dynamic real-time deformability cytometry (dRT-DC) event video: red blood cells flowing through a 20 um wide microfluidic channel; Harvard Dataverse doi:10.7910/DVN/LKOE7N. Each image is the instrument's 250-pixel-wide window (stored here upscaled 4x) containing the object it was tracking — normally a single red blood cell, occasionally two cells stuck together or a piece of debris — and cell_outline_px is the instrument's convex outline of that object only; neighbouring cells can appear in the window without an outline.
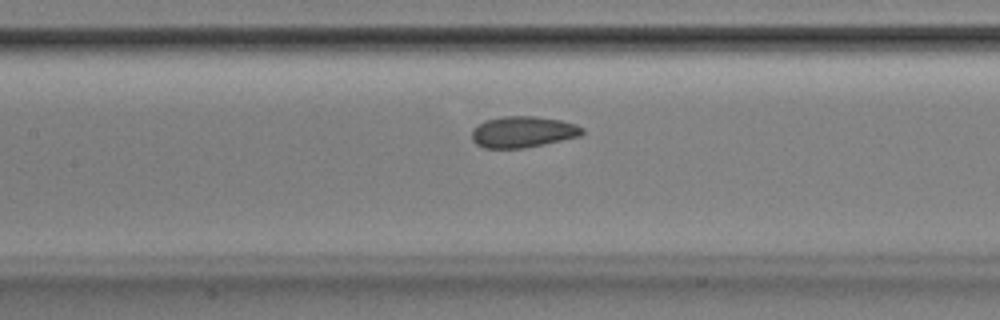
{"species": "Egyptian fruit bat (a non-hibernating species)", "species_latin": "Rousettus aegyptiacus", "temperature_condition": "room temperature", "stored_images_in_passage": 38, "camera_frame_rate_fps": 3000, "um_per_image_px": 0.085, "animal": {"sex": "male"}, "frame": {"image": 1, "passage_image": 10, "time_ms": 3.0, "image_size_px": [1000, 320], "cell_outline_px": [[584, 132], [580, 136], [544, 144], [524, 148], [484, 148], [476, 144], [472, 140], [472, 132], [480, 124], [488, 120], [504, 116], [536, 116], [560, 120], [576, 124], [584, 128]], "centroid_in_image_um": [44.48, 11.22], "position_along_channel_um": 162.9, "area_um2": 19.94}}
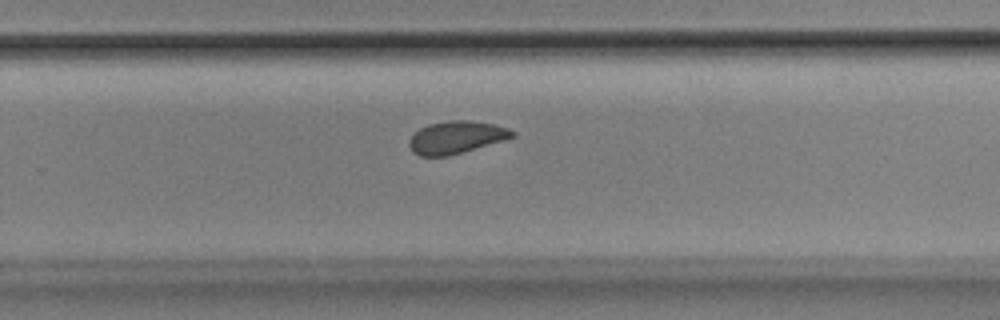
{"frame": {"image": 2, "passage_image": 20, "time_ms": 6.333, "image_size_px": [1000, 320], "cell_outline_px": [[516, 136], [504, 140], [448, 156], [420, 156], [412, 152], [408, 144], [408, 140], [420, 128], [428, 124], [448, 120], [468, 120], [492, 124], [508, 128], [516, 132]], "centroid_in_image_um": [38.76, 11.67], "position_along_channel_um": 291.0, "area_um2": 19.48}}
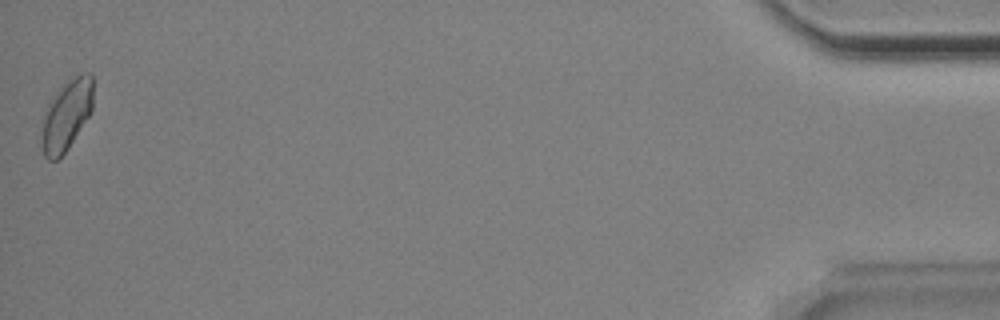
{"frame": {"image": 3, "passage_image": 38, "time_ms": 12.333, "image_size_px": [1000, 320], "cell_outline_px": [[92, 112], [68, 148], [56, 160], [48, 160], [44, 156], [40, 144], [44, 116], [48, 104], [76, 76], [84, 72], [88, 72], [92, 76]], "centroid_in_image_um": [5.66, 9.88], "position_along_channel_um": 429.5, "area_um2": 20.4}, "authors_computed_cell_mechanics": {"area_um2": 19.9121, "velocity_mm_per_s": 3.8581, "shape_relaxation_time_tau1_ms": null, "shape_relaxation_time_tau2_ms": 1.3981, "deformation_change_tau1": null, "deformation_change_tau2": 0.0635}}